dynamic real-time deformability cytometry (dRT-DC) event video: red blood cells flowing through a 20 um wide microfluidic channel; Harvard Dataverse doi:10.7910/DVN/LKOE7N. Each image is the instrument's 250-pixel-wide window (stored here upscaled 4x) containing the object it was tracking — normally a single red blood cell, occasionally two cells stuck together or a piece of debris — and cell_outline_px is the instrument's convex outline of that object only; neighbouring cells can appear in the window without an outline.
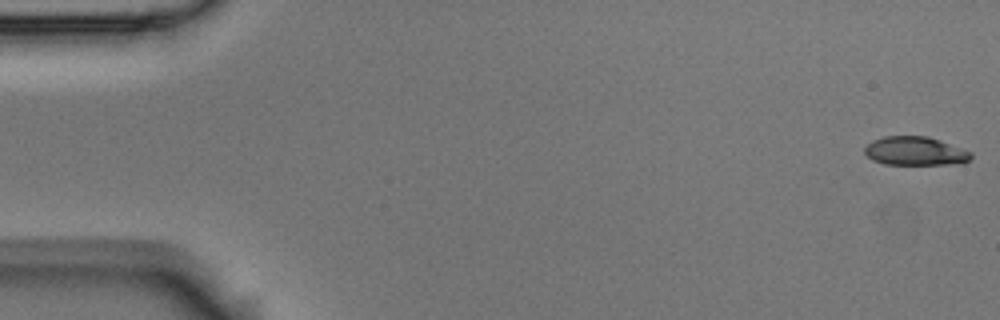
{"species": "Egyptian fruit bat (a non-hibernating species)", "species_latin": "Rousettus aegyptiacus", "temperature_condition": "room temperature", "stored_images_in_passage": 5, "camera_frame_rate_fps": 3000, "um_per_image_px": 0.085, "animal": {"sex": "male"}, "frame": {"image": 1, "passage_image": 1, "time_ms": 0.0, "image_size_px": [1000, 320], "cell_outline_px": [[972, 156], [964, 164], [884, 164], [872, 160], [864, 152], [864, 148], [872, 140], [884, 136], [928, 136], [940, 140], [972, 152]], "centroid_in_image_um": [77.8, 12.84], "position_along_channel_um": 7.2, "area_um2": 17.86}}
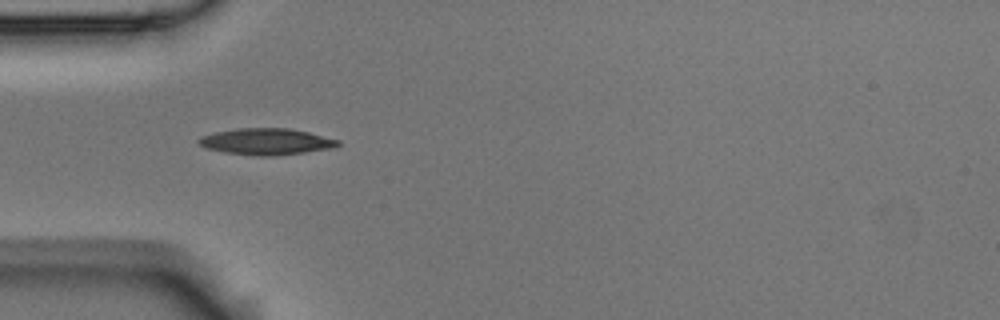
{"frame": {"image": 2, "passage_image": 5, "time_ms": 1.333, "image_size_px": [1000, 320], "cell_outline_px": [[340, 144], [336, 148], [304, 152], [268, 156], [256, 156], [224, 152], [208, 148], [200, 144], [196, 140], [200, 136], [216, 132], [236, 128], [288, 128], [308, 132], [340, 140]], "centroid_in_image_um": [22.65, 12.03], "position_along_channel_um": 62.3, "area_um2": 21.39}}